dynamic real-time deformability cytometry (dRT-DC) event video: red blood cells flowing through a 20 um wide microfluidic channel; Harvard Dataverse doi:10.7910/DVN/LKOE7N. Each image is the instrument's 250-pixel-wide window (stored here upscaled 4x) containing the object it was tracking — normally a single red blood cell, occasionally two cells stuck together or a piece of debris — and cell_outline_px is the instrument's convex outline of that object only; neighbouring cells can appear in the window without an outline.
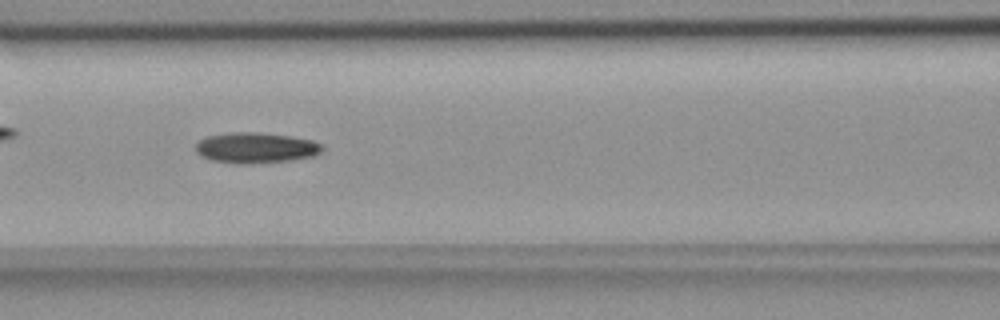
{"species": "common noctule bat (a hibernating species)", "species_latin": "Nyctalus noctula", "temperature_condition": "room temperature", "stored_images_in_passage": 54, "camera_frame_rate_fps": 3000, "um_per_image_px": 0.085, "animal": {"sex": "female", "body_mass_g": 18.4}, "frame": {"image": 1, "passage_image": 23, "time_ms": 7.333, "image_size_px": [1000, 320], "cell_outline_px": [[324, 148], [320, 152], [312, 156], [292, 160], [252, 164], [240, 164], [212, 160], [196, 152], [196, 144], [200, 140], [208, 136], [232, 132], [252, 132], [288, 136], [312, 140], [320, 144]], "centroid_in_image_um": [21.74, 12.57], "position_along_channel_um": 144.9, "area_um2": 22.31}}
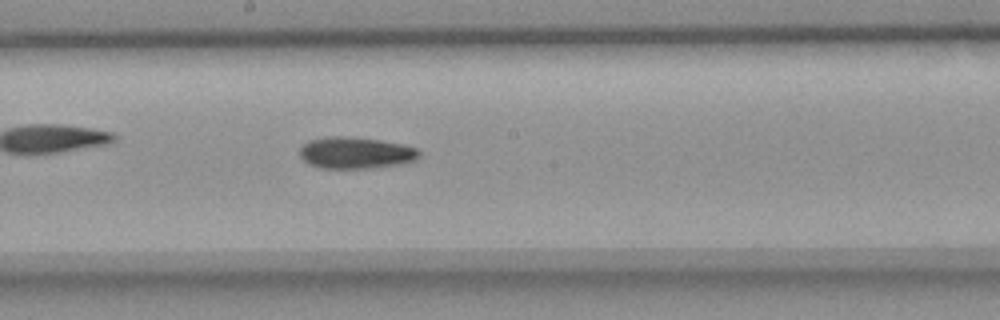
{"frame": {"image": 2, "passage_image": 29, "time_ms": 9.333, "image_size_px": [1000, 320], "cell_outline_px": [[420, 156], [416, 160], [400, 164], [372, 168], [320, 168], [308, 164], [300, 156], [300, 148], [308, 140], [328, 136], [344, 136], [380, 140], [400, 144], [416, 148], [420, 152]], "centroid_in_image_um": [30.21, 12.99], "position_along_channel_um": 218.0, "area_um2": 22.02}}
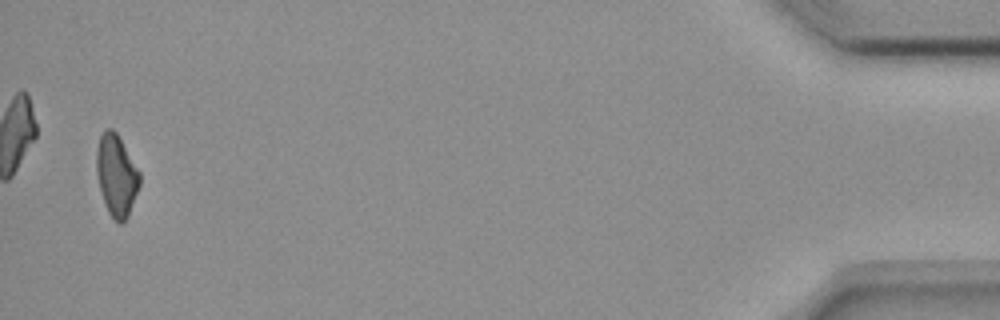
{"frame": {"image": 3, "passage_image": 53, "time_ms": 17.333, "image_size_px": [1000, 320], "cell_outline_px": [[140, 184], [128, 216], [120, 224], [108, 212], [100, 188], [96, 172], [96, 152], [100, 136], [108, 128], [112, 128], [116, 132], [140, 172]], "centroid_in_image_um": [9.9, 14.89], "position_along_channel_um": 425.3, "area_um2": 20.11}, "authors_computed_cell_mechanics": {"area_um2": 21.386, "velocity_mm_per_s": 3.6737, "shape_relaxation_time_tau1_ms": 7.6858, "shape_relaxation_time_tau2_ms": null, "deformation_change_tau1": 0.2032, "deformation_change_tau2": null}}